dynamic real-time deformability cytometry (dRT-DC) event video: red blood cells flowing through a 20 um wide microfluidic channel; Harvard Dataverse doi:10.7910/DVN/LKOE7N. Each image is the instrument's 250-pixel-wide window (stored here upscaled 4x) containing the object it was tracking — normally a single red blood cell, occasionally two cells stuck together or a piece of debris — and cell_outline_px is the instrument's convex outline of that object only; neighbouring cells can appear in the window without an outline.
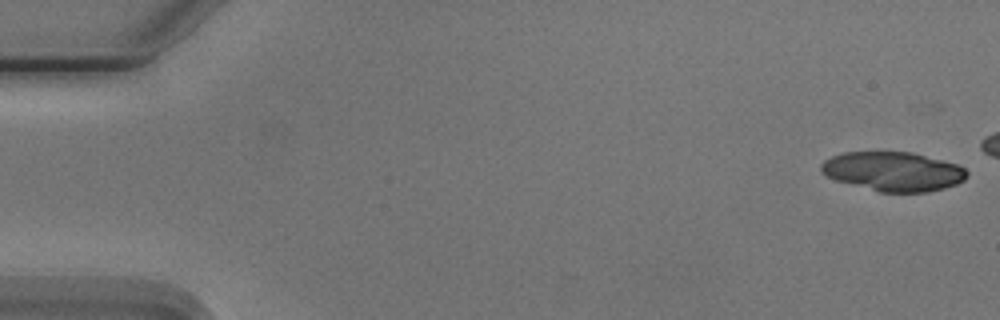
{"species": "Egyptian fruit bat (a non-hibernating species)", "species_latin": "Rousettus aegyptiacus", "temperature_condition": "cold", "stored_images_in_passage": 4, "camera_frame_rate_fps": 3000, "um_per_image_px": 0.085, "animal": {"sex": "male"}, "frame": {"image": 1, "passage_image": 1, "time_ms": 0.0, "image_size_px": [1000, 320], "cell_outline_px": [[968, 176], [964, 180], [956, 184], [944, 188], [928, 192], [880, 192], [836, 180], [820, 172], [820, 164], [824, 160], [832, 156], [844, 152], [912, 152], [956, 164], [964, 168], [968, 172]], "centroid_in_image_um": [75.92, 14.57], "position_along_channel_um": 9.1, "area_um2": 33.23}}